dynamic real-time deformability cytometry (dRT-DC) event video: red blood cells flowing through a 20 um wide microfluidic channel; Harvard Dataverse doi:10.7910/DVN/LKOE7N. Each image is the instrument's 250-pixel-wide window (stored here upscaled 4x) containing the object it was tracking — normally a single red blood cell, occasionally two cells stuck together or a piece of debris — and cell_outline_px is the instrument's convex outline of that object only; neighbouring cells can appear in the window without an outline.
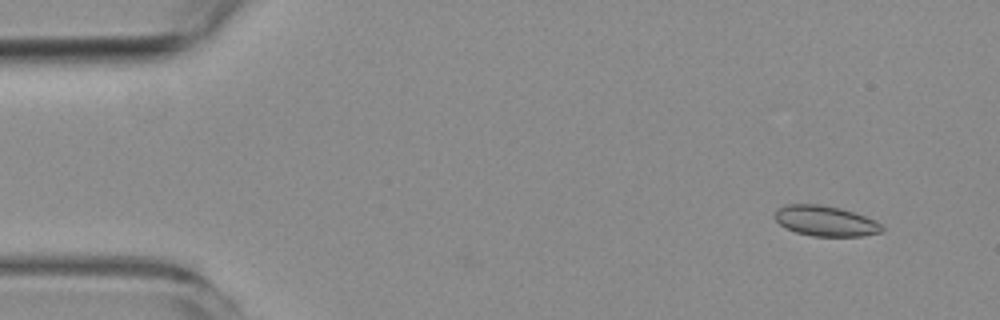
{"species": "common noctule bat (a hibernating species)", "species_latin": "Nyctalus noctula", "temperature_condition": "room temperature", "stored_images_in_passage": 5, "camera_frame_rate_fps": 3000, "um_per_image_px": 0.085, "animal": {"sex": "female", "body_mass_g": 19.3, "forearm_length_mm": 54.1}, "frame": {"image": 1, "passage_image": 2, "time_ms": 1.333, "image_size_px": [1000, 320], "cell_outline_px": [[884, 228], [880, 232], [860, 236], [812, 236], [796, 232], [780, 224], [772, 216], [776, 208], [788, 204], [820, 204], [840, 208], [876, 220]], "centroid_in_image_um": [70.12, 18.77], "position_along_channel_um": 14.9, "area_um2": 18.9}}
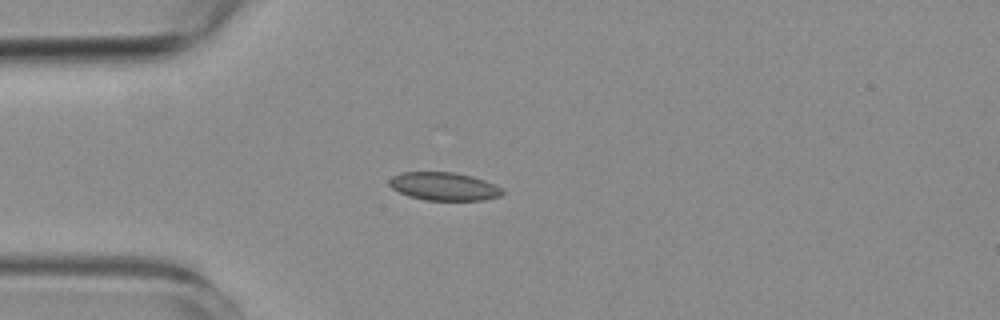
{"frame": {"image": 2, "passage_image": 5, "time_ms": 4.667, "image_size_px": [1000, 320], "cell_outline_px": [[504, 192], [500, 196], [484, 200], [424, 200], [408, 196], [392, 188], [388, 184], [388, 180], [392, 176], [400, 172], [456, 172], [472, 176], [484, 180], [504, 188]], "centroid_in_image_um": [37.74, 15.84], "position_along_channel_um": 47.3, "area_um2": 18.73}}